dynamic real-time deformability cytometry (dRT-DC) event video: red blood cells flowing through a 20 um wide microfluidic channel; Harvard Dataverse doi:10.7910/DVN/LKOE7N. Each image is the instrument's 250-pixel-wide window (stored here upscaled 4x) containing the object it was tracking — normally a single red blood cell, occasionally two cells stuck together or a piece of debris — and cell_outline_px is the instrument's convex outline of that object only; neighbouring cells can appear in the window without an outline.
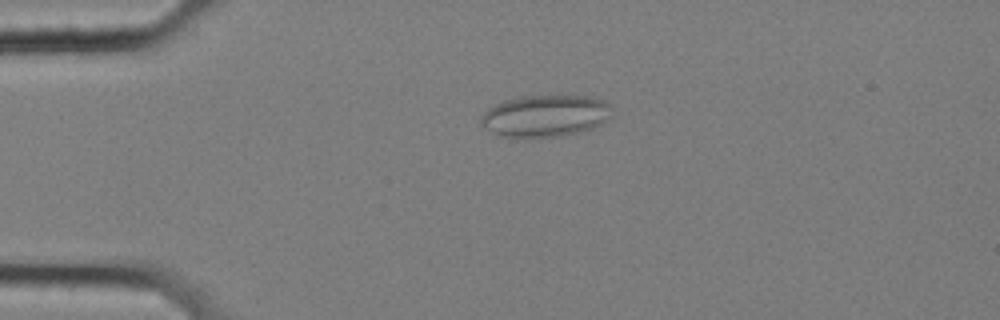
{"species": "common noctule bat (a hibernating species)", "species_latin": "Nyctalus noctula", "temperature_condition": "cold", "stored_images_in_passage": 58, "camera_frame_rate_fps": 3000, "um_per_image_px": 0.085, "animal": {"sex": "female", "body_mass_g": 25.1}, "frame": {"image": 1, "passage_image": 14, "time_ms": 4.333, "image_size_px": [1000, 320], "cell_outline_px": [[612, 116], [608, 120], [592, 128], [580, 132], [560, 136], [524, 140], [508, 140], [484, 128], [480, 124], [480, 116], [488, 108], [504, 100], [524, 96], [592, 96], [604, 100], [612, 104]], "centroid_in_image_um": [46.32, 9.89], "position_along_channel_um": 38.7, "area_um2": 33.12}}
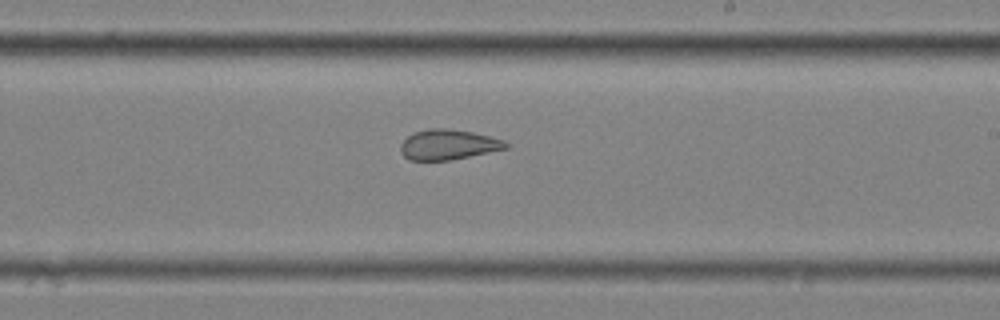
{"frame": {"image": 2, "passage_image": 35, "time_ms": 11.333, "image_size_px": [1000, 320], "cell_outline_px": [[508, 148], [448, 160], [408, 160], [400, 152], [400, 144], [408, 136], [416, 132], [428, 128], [444, 128], [472, 132], [504, 140], [508, 144]], "centroid_in_image_um": [38.06, 12.29], "position_along_channel_um": 250.9, "area_um2": 18.26}}
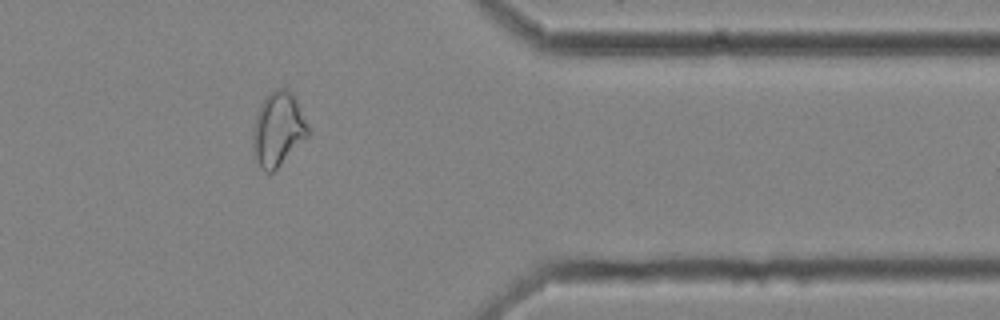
{"frame": {"image": 3, "passage_image": 48, "time_ms": 15.667, "image_size_px": [1000, 320], "cell_outline_px": [[308, 136], [272, 172], [264, 172], [256, 156], [252, 136], [252, 128], [256, 116], [264, 96], [268, 92], [276, 88], [288, 88], [292, 92], [308, 124]], "centroid_in_image_um": [23.63, 10.91], "position_along_channel_um": 387.8, "area_um2": 23.41}, "authors_computed_cell_mechanics": {"area_um2": 24.4783, "velocity_mm_per_s": 3.5008, "shape_relaxation_time_tau1_ms": null, "shape_relaxation_time_tau2_ms": 1.7162, "deformation_change_tau1": null, "deformation_change_tau2": 0.0862}}